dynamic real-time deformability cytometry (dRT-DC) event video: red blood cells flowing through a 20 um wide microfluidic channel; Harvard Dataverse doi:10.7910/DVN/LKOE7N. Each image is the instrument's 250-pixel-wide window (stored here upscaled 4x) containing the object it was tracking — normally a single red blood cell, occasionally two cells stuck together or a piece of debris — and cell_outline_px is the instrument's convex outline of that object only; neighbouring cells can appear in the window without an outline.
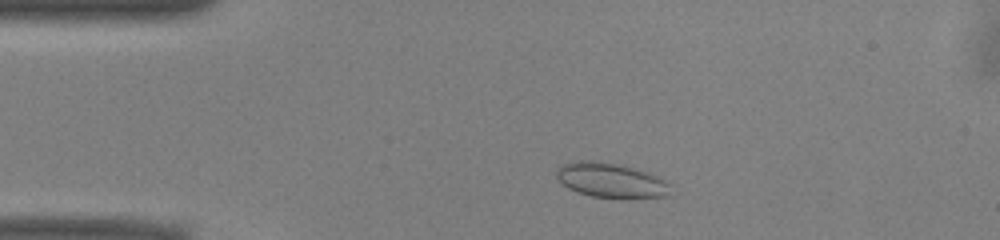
{"species": "common noctule bat (a hibernating species)", "species_latin": "Nyctalus noctula", "temperature_condition": "warm", "stored_images_in_passage": 47, "camera_frame_rate_fps": 3000, "um_per_image_px": 0.085, "animal": {"sex": "male", "body_mass_g": 13.0, "forearm_length_mm": 53.1}, "frame": {"image": 1, "passage_image": 6, "time_ms": 1.667, "image_size_px": [1000, 240], "cell_outline_px": [[672, 196], [628, 200], [624, 200], [592, 196], [576, 192], [568, 188], [556, 176], [556, 168], [564, 164], [580, 160], [592, 160], [616, 164], [648, 172], [664, 180], [668, 184]], "centroid_in_image_um": [51.97, 15.37], "position_along_channel_um": 33.0, "area_um2": 23.47}}
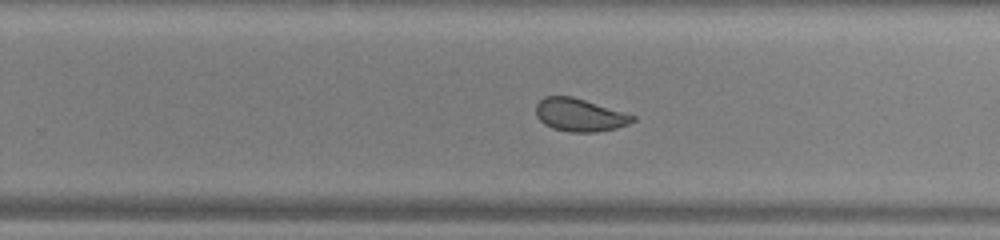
{"frame": {"image": 2, "passage_image": 28, "time_ms": 9.0, "image_size_px": [1000, 240], "cell_outline_px": [[636, 120], [628, 124], [616, 128], [596, 132], [568, 132], [552, 128], [544, 124], [536, 116], [536, 104], [544, 96], [572, 96], [636, 116]], "centroid_in_image_um": [49.25, 9.78], "position_along_channel_um": 280.6, "area_um2": 18.5}}
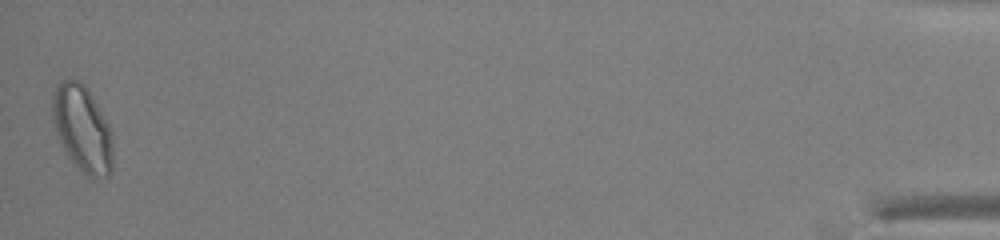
{"frame": {"image": 3, "passage_image": 47, "time_ms": 15.333, "image_size_px": [1000, 240], "cell_outline_px": [[112, 172], [108, 176], [96, 180], [92, 180], [84, 176], [68, 156], [56, 132], [52, 112], [52, 96], [56, 84], [60, 80], [68, 76], [80, 80], [88, 88], [108, 124], [112, 132]], "centroid_in_image_um": [7.0, 10.93], "position_along_channel_um": 428.2, "area_um2": 31.04}, "authors_computed_cell_mechanics": {"area_um2": 20.7502, "velocity_mm_per_s": 3.9203, "shape_relaxation_time_tau1_ms": null, "shape_relaxation_time_tau2_ms": 0.5779, "deformation_change_tau1": null, "deformation_change_tau2": 0.0528}}